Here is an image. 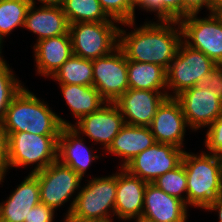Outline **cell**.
<instances>
[{"label": "cell", "mask_w": 222, "mask_h": 222, "mask_svg": "<svg viewBox=\"0 0 222 222\" xmlns=\"http://www.w3.org/2000/svg\"><path fill=\"white\" fill-rule=\"evenodd\" d=\"M34 175L39 182L40 202L54 210L70 200L82 180L74 170L58 160Z\"/></svg>", "instance_id": "cell-11"}, {"label": "cell", "mask_w": 222, "mask_h": 222, "mask_svg": "<svg viewBox=\"0 0 222 222\" xmlns=\"http://www.w3.org/2000/svg\"><path fill=\"white\" fill-rule=\"evenodd\" d=\"M167 97H171L168 92L129 88L115 104L120 109L125 124L149 127L158 107Z\"/></svg>", "instance_id": "cell-14"}, {"label": "cell", "mask_w": 222, "mask_h": 222, "mask_svg": "<svg viewBox=\"0 0 222 222\" xmlns=\"http://www.w3.org/2000/svg\"><path fill=\"white\" fill-rule=\"evenodd\" d=\"M217 64L200 50L191 48L184 41L167 69V89H172L171 97L199 85Z\"/></svg>", "instance_id": "cell-7"}, {"label": "cell", "mask_w": 222, "mask_h": 222, "mask_svg": "<svg viewBox=\"0 0 222 222\" xmlns=\"http://www.w3.org/2000/svg\"><path fill=\"white\" fill-rule=\"evenodd\" d=\"M98 155L92 153L84 145L80 133L72 126H63L58 137L57 160L74 170L81 178L90 167L91 162L98 159Z\"/></svg>", "instance_id": "cell-19"}, {"label": "cell", "mask_w": 222, "mask_h": 222, "mask_svg": "<svg viewBox=\"0 0 222 222\" xmlns=\"http://www.w3.org/2000/svg\"><path fill=\"white\" fill-rule=\"evenodd\" d=\"M149 127L156 142L183 148L188 124L175 97H167L162 102Z\"/></svg>", "instance_id": "cell-15"}, {"label": "cell", "mask_w": 222, "mask_h": 222, "mask_svg": "<svg viewBox=\"0 0 222 222\" xmlns=\"http://www.w3.org/2000/svg\"><path fill=\"white\" fill-rule=\"evenodd\" d=\"M66 103L79 121L103 106L106 101L94 86L59 84Z\"/></svg>", "instance_id": "cell-23"}, {"label": "cell", "mask_w": 222, "mask_h": 222, "mask_svg": "<svg viewBox=\"0 0 222 222\" xmlns=\"http://www.w3.org/2000/svg\"><path fill=\"white\" fill-rule=\"evenodd\" d=\"M208 128L204 142L205 146L209 150V153L222 157V115Z\"/></svg>", "instance_id": "cell-32"}, {"label": "cell", "mask_w": 222, "mask_h": 222, "mask_svg": "<svg viewBox=\"0 0 222 222\" xmlns=\"http://www.w3.org/2000/svg\"><path fill=\"white\" fill-rule=\"evenodd\" d=\"M136 218V222H155L153 219H150L148 217H145L143 215H139L137 217H134L133 219Z\"/></svg>", "instance_id": "cell-41"}, {"label": "cell", "mask_w": 222, "mask_h": 222, "mask_svg": "<svg viewBox=\"0 0 222 222\" xmlns=\"http://www.w3.org/2000/svg\"><path fill=\"white\" fill-rule=\"evenodd\" d=\"M215 15L221 20L222 22V8H220L216 13Z\"/></svg>", "instance_id": "cell-42"}, {"label": "cell", "mask_w": 222, "mask_h": 222, "mask_svg": "<svg viewBox=\"0 0 222 222\" xmlns=\"http://www.w3.org/2000/svg\"><path fill=\"white\" fill-rule=\"evenodd\" d=\"M8 136L9 167H22L37 163L31 174L45 169L57 160L59 135H34L15 132Z\"/></svg>", "instance_id": "cell-5"}, {"label": "cell", "mask_w": 222, "mask_h": 222, "mask_svg": "<svg viewBox=\"0 0 222 222\" xmlns=\"http://www.w3.org/2000/svg\"><path fill=\"white\" fill-rule=\"evenodd\" d=\"M75 124L72 127L76 131L85 134L95 143H101L103 149L107 150L125 122L115 102H106L104 106L82 117Z\"/></svg>", "instance_id": "cell-13"}, {"label": "cell", "mask_w": 222, "mask_h": 222, "mask_svg": "<svg viewBox=\"0 0 222 222\" xmlns=\"http://www.w3.org/2000/svg\"><path fill=\"white\" fill-rule=\"evenodd\" d=\"M182 163L187 175V205L206 210L222 193V157L185 151Z\"/></svg>", "instance_id": "cell-3"}, {"label": "cell", "mask_w": 222, "mask_h": 222, "mask_svg": "<svg viewBox=\"0 0 222 222\" xmlns=\"http://www.w3.org/2000/svg\"><path fill=\"white\" fill-rule=\"evenodd\" d=\"M175 99L180 103L187 124L192 130L210 126L222 115V100L208 88L196 85L182 91Z\"/></svg>", "instance_id": "cell-12"}, {"label": "cell", "mask_w": 222, "mask_h": 222, "mask_svg": "<svg viewBox=\"0 0 222 222\" xmlns=\"http://www.w3.org/2000/svg\"><path fill=\"white\" fill-rule=\"evenodd\" d=\"M207 210L218 211L219 222H222V193L220 194L219 198L207 208Z\"/></svg>", "instance_id": "cell-37"}, {"label": "cell", "mask_w": 222, "mask_h": 222, "mask_svg": "<svg viewBox=\"0 0 222 222\" xmlns=\"http://www.w3.org/2000/svg\"><path fill=\"white\" fill-rule=\"evenodd\" d=\"M30 0H0V41L14 28L24 26Z\"/></svg>", "instance_id": "cell-27"}, {"label": "cell", "mask_w": 222, "mask_h": 222, "mask_svg": "<svg viewBox=\"0 0 222 222\" xmlns=\"http://www.w3.org/2000/svg\"><path fill=\"white\" fill-rule=\"evenodd\" d=\"M186 204L165 193L153 183H147L142 215L155 222H187Z\"/></svg>", "instance_id": "cell-17"}, {"label": "cell", "mask_w": 222, "mask_h": 222, "mask_svg": "<svg viewBox=\"0 0 222 222\" xmlns=\"http://www.w3.org/2000/svg\"><path fill=\"white\" fill-rule=\"evenodd\" d=\"M158 22H146L129 34L119 27V47L127 60L168 69L183 41L182 28L179 21Z\"/></svg>", "instance_id": "cell-1"}, {"label": "cell", "mask_w": 222, "mask_h": 222, "mask_svg": "<svg viewBox=\"0 0 222 222\" xmlns=\"http://www.w3.org/2000/svg\"><path fill=\"white\" fill-rule=\"evenodd\" d=\"M137 6L147 12H156L160 21H180L183 18V0H142Z\"/></svg>", "instance_id": "cell-30"}, {"label": "cell", "mask_w": 222, "mask_h": 222, "mask_svg": "<svg viewBox=\"0 0 222 222\" xmlns=\"http://www.w3.org/2000/svg\"><path fill=\"white\" fill-rule=\"evenodd\" d=\"M220 8H222V0H211L210 13L215 14Z\"/></svg>", "instance_id": "cell-39"}, {"label": "cell", "mask_w": 222, "mask_h": 222, "mask_svg": "<svg viewBox=\"0 0 222 222\" xmlns=\"http://www.w3.org/2000/svg\"><path fill=\"white\" fill-rule=\"evenodd\" d=\"M92 60L72 55L52 76L59 84L93 86Z\"/></svg>", "instance_id": "cell-25"}, {"label": "cell", "mask_w": 222, "mask_h": 222, "mask_svg": "<svg viewBox=\"0 0 222 222\" xmlns=\"http://www.w3.org/2000/svg\"><path fill=\"white\" fill-rule=\"evenodd\" d=\"M147 182L131 175L121 168L117 173V190L115 198V216L121 220H131L142 215L144 206V192Z\"/></svg>", "instance_id": "cell-16"}, {"label": "cell", "mask_w": 222, "mask_h": 222, "mask_svg": "<svg viewBox=\"0 0 222 222\" xmlns=\"http://www.w3.org/2000/svg\"><path fill=\"white\" fill-rule=\"evenodd\" d=\"M8 136L7 133L3 130L0 124V184L8 169L7 159H8Z\"/></svg>", "instance_id": "cell-35"}, {"label": "cell", "mask_w": 222, "mask_h": 222, "mask_svg": "<svg viewBox=\"0 0 222 222\" xmlns=\"http://www.w3.org/2000/svg\"><path fill=\"white\" fill-rule=\"evenodd\" d=\"M39 202L38 178L30 173L9 195L8 199L4 203H0V222L28 220L30 210Z\"/></svg>", "instance_id": "cell-18"}, {"label": "cell", "mask_w": 222, "mask_h": 222, "mask_svg": "<svg viewBox=\"0 0 222 222\" xmlns=\"http://www.w3.org/2000/svg\"><path fill=\"white\" fill-rule=\"evenodd\" d=\"M209 14L208 18L203 19L198 18L197 14L182 18L179 22L183 40L191 48L203 52L217 65H222V22L215 14Z\"/></svg>", "instance_id": "cell-8"}, {"label": "cell", "mask_w": 222, "mask_h": 222, "mask_svg": "<svg viewBox=\"0 0 222 222\" xmlns=\"http://www.w3.org/2000/svg\"><path fill=\"white\" fill-rule=\"evenodd\" d=\"M130 1L136 7L142 0H130Z\"/></svg>", "instance_id": "cell-43"}, {"label": "cell", "mask_w": 222, "mask_h": 222, "mask_svg": "<svg viewBox=\"0 0 222 222\" xmlns=\"http://www.w3.org/2000/svg\"><path fill=\"white\" fill-rule=\"evenodd\" d=\"M45 6H57L62 7L66 0H38ZM31 4H35V0H30Z\"/></svg>", "instance_id": "cell-38"}, {"label": "cell", "mask_w": 222, "mask_h": 222, "mask_svg": "<svg viewBox=\"0 0 222 222\" xmlns=\"http://www.w3.org/2000/svg\"><path fill=\"white\" fill-rule=\"evenodd\" d=\"M152 183L170 196L182 200L187 206V197L184 196V193L187 195V175L183 163L159 176Z\"/></svg>", "instance_id": "cell-28"}, {"label": "cell", "mask_w": 222, "mask_h": 222, "mask_svg": "<svg viewBox=\"0 0 222 222\" xmlns=\"http://www.w3.org/2000/svg\"><path fill=\"white\" fill-rule=\"evenodd\" d=\"M204 6L210 11L211 0H183V18L189 14H198Z\"/></svg>", "instance_id": "cell-36"}, {"label": "cell", "mask_w": 222, "mask_h": 222, "mask_svg": "<svg viewBox=\"0 0 222 222\" xmlns=\"http://www.w3.org/2000/svg\"><path fill=\"white\" fill-rule=\"evenodd\" d=\"M35 5L29 6L23 27L37 34V41L69 33L70 24L62 7Z\"/></svg>", "instance_id": "cell-20"}, {"label": "cell", "mask_w": 222, "mask_h": 222, "mask_svg": "<svg viewBox=\"0 0 222 222\" xmlns=\"http://www.w3.org/2000/svg\"><path fill=\"white\" fill-rule=\"evenodd\" d=\"M64 222H94V221L80 220L74 218L72 215H66V217L64 218Z\"/></svg>", "instance_id": "cell-40"}, {"label": "cell", "mask_w": 222, "mask_h": 222, "mask_svg": "<svg viewBox=\"0 0 222 222\" xmlns=\"http://www.w3.org/2000/svg\"><path fill=\"white\" fill-rule=\"evenodd\" d=\"M156 143L150 127L125 124L106 150L121 156L124 168L136 155Z\"/></svg>", "instance_id": "cell-22"}, {"label": "cell", "mask_w": 222, "mask_h": 222, "mask_svg": "<svg viewBox=\"0 0 222 222\" xmlns=\"http://www.w3.org/2000/svg\"><path fill=\"white\" fill-rule=\"evenodd\" d=\"M2 43H3V42L0 41V62H2V61L4 60L3 57L1 56V55H2V54H1V53H2V52H1V50H2L1 48L3 47V46H2Z\"/></svg>", "instance_id": "cell-44"}, {"label": "cell", "mask_w": 222, "mask_h": 222, "mask_svg": "<svg viewBox=\"0 0 222 222\" xmlns=\"http://www.w3.org/2000/svg\"><path fill=\"white\" fill-rule=\"evenodd\" d=\"M183 148L156 142L136 155L125 167L131 175L152 183L159 176L182 163Z\"/></svg>", "instance_id": "cell-10"}, {"label": "cell", "mask_w": 222, "mask_h": 222, "mask_svg": "<svg viewBox=\"0 0 222 222\" xmlns=\"http://www.w3.org/2000/svg\"><path fill=\"white\" fill-rule=\"evenodd\" d=\"M6 60L0 62V124L13 97L22 89L20 81L15 78Z\"/></svg>", "instance_id": "cell-29"}, {"label": "cell", "mask_w": 222, "mask_h": 222, "mask_svg": "<svg viewBox=\"0 0 222 222\" xmlns=\"http://www.w3.org/2000/svg\"><path fill=\"white\" fill-rule=\"evenodd\" d=\"M55 210L39 202L30 210L28 220L24 222H53Z\"/></svg>", "instance_id": "cell-34"}, {"label": "cell", "mask_w": 222, "mask_h": 222, "mask_svg": "<svg viewBox=\"0 0 222 222\" xmlns=\"http://www.w3.org/2000/svg\"><path fill=\"white\" fill-rule=\"evenodd\" d=\"M92 64L93 86L106 102H115L129 89L127 58L119 46Z\"/></svg>", "instance_id": "cell-9"}, {"label": "cell", "mask_w": 222, "mask_h": 222, "mask_svg": "<svg viewBox=\"0 0 222 222\" xmlns=\"http://www.w3.org/2000/svg\"><path fill=\"white\" fill-rule=\"evenodd\" d=\"M115 22V24H114ZM118 21L78 22L69 27L73 55L95 60L119 46Z\"/></svg>", "instance_id": "cell-6"}, {"label": "cell", "mask_w": 222, "mask_h": 222, "mask_svg": "<svg viewBox=\"0 0 222 222\" xmlns=\"http://www.w3.org/2000/svg\"><path fill=\"white\" fill-rule=\"evenodd\" d=\"M106 14L121 25L132 27L135 23V6L130 0H99Z\"/></svg>", "instance_id": "cell-31"}, {"label": "cell", "mask_w": 222, "mask_h": 222, "mask_svg": "<svg viewBox=\"0 0 222 222\" xmlns=\"http://www.w3.org/2000/svg\"><path fill=\"white\" fill-rule=\"evenodd\" d=\"M199 86L217 93V97L222 100V65H217L200 81Z\"/></svg>", "instance_id": "cell-33"}, {"label": "cell", "mask_w": 222, "mask_h": 222, "mask_svg": "<svg viewBox=\"0 0 222 222\" xmlns=\"http://www.w3.org/2000/svg\"><path fill=\"white\" fill-rule=\"evenodd\" d=\"M7 135L27 132L34 135H60L63 126H73L24 86L13 97L1 123Z\"/></svg>", "instance_id": "cell-2"}, {"label": "cell", "mask_w": 222, "mask_h": 222, "mask_svg": "<svg viewBox=\"0 0 222 222\" xmlns=\"http://www.w3.org/2000/svg\"><path fill=\"white\" fill-rule=\"evenodd\" d=\"M112 175L88 181L87 185L77 192L66 215L80 220L112 222L111 215H115L117 173ZM111 212L113 214H110Z\"/></svg>", "instance_id": "cell-4"}, {"label": "cell", "mask_w": 222, "mask_h": 222, "mask_svg": "<svg viewBox=\"0 0 222 222\" xmlns=\"http://www.w3.org/2000/svg\"><path fill=\"white\" fill-rule=\"evenodd\" d=\"M129 88L161 91L167 87V70L160 65L127 60Z\"/></svg>", "instance_id": "cell-24"}, {"label": "cell", "mask_w": 222, "mask_h": 222, "mask_svg": "<svg viewBox=\"0 0 222 222\" xmlns=\"http://www.w3.org/2000/svg\"><path fill=\"white\" fill-rule=\"evenodd\" d=\"M37 73L51 77L72 55L70 34L45 38L34 45Z\"/></svg>", "instance_id": "cell-21"}, {"label": "cell", "mask_w": 222, "mask_h": 222, "mask_svg": "<svg viewBox=\"0 0 222 222\" xmlns=\"http://www.w3.org/2000/svg\"><path fill=\"white\" fill-rule=\"evenodd\" d=\"M62 9L69 24L116 21L106 14L99 0H66Z\"/></svg>", "instance_id": "cell-26"}]
</instances>
